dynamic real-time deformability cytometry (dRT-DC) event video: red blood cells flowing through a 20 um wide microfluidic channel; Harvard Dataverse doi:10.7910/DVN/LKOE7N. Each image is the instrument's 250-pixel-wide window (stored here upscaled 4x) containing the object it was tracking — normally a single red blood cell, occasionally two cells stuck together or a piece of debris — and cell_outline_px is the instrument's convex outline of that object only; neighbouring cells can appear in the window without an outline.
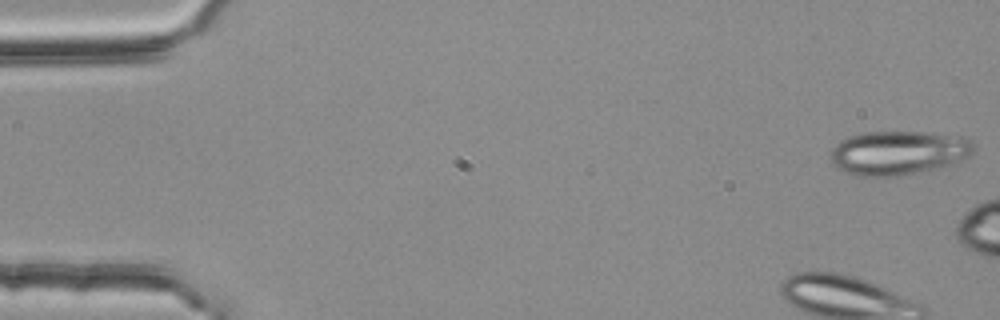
{"species": "common noctule bat (a hibernating species)", "species_latin": "Nyctalus noctula", "temperature_condition": "room temperature", "stored_images_in_passage": 55, "camera_frame_rate_fps": 3000, "um_per_image_px": 0.085, "animal": {"sex": "female", "body_mass_g": 25.1}, "frame": {"image": 1, "passage_image": 1, "time_ms": 0.0, "image_size_px": [1000, 320], "cell_outline_px": [[976, 148], [968, 156], [952, 164], [896, 176], [860, 176], [844, 172], [836, 168], [832, 160], [832, 148], [840, 140], [848, 136], [864, 132], [920, 132], [968, 136], [972, 140]], "centroid_in_image_um": [76.38, 12.96], "position_along_channel_um": 8.6, "area_um2": 36.7}}